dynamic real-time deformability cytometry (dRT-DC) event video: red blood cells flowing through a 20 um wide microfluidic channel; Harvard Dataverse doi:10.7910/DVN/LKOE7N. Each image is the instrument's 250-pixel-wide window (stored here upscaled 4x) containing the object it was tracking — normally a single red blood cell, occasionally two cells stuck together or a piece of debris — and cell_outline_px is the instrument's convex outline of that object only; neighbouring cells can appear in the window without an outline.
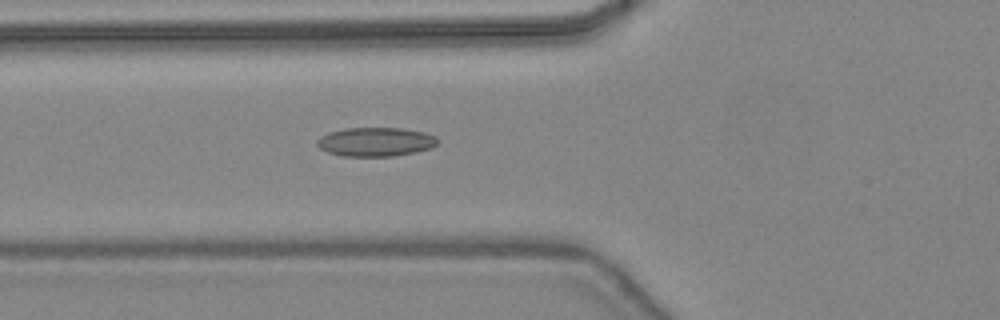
{"species": "common noctule bat (a hibernating species)", "species_latin": "Nyctalus noctula", "temperature_condition": "warm", "stored_images_in_passage": 32, "camera_frame_rate_fps": 3000, "um_per_image_px": 0.085, "animal": {"sex": "female", "body_mass_g": 24.6, "forearm_length_mm": 56.2}, "frame": {"image": 1, "passage_image": 3, "time_ms": 0.667, "image_size_px": [1000, 320], "cell_outline_px": [[436, 144], [432, 148], [416, 152], [392, 156], [340, 156], [328, 152], [320, 148], [316, 144], [316, 140], [320, 136], [328, 132], [348, 128], [400, 128], [424, 132], [436, 136]], "centroid_in_image_um": [31.9, 12.06], "position_along_channel_um": 93.9, "area_um2": 20.35}}
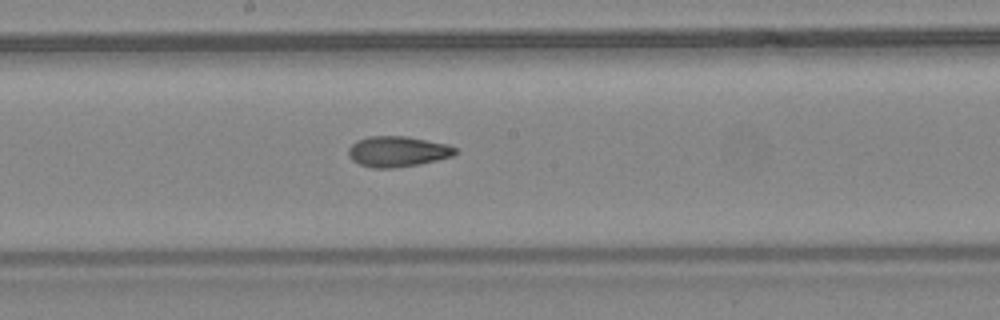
{"frame": {"image": 2, "passage_image": 11, "time_ms": 3.333, "image_size_px": [1000, 320], "cell_outline_px": [[456, 152], [452, 156], [420, 164], [392, 168], [372, 168], [360, 164], [352, 160], [348, 156], [348, 148], [356, 140], [368, 136], [404, 136], [448, 144], [456, 148]], "centroid_in_image_um": [33.76, 12.87], "position_along_channel_um": 214.4, "area_um2": 19.02}}
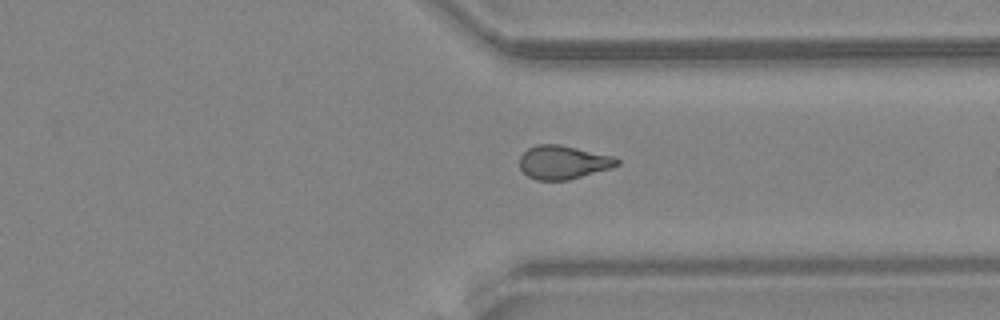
{"frame": {"image": 3, "passage_image": 21, "time_ms": 6.667, "image_size_px": [1000, 320], "cell_outline_px": [[620, 164], [612, 168], [568, 180], [536, 180], [528, 176], [520, 168], [520, 156], [528, 148], [536, 144], [560, 144], [616, 156], [620, 160]], "centroid_in_image_um": [47.91, 13.78], "position_along_channel_um": 363.5, "area_um2": 19.31}}